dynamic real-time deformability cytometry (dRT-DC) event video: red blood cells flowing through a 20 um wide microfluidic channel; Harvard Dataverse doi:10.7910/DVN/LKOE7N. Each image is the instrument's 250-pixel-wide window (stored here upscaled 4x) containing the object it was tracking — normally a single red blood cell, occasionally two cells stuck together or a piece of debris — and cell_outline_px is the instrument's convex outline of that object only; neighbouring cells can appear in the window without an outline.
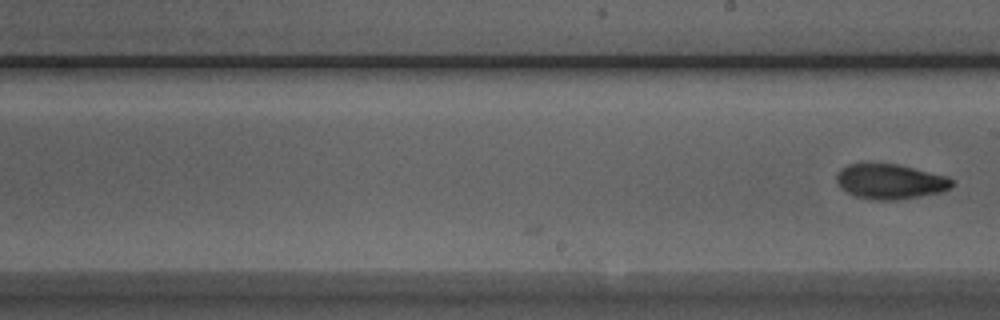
{"species": "Egyptian fruit bat (a non-hibernating species)", "species_latin": "Rousettus aegyptiacus", "temperature_condition": "room temperature", "stored_images_in_passage": 15, "camera_frame_rate_fps": 3000, "um_per_image_px": 0.085, "animal": {"sex": "male"}, "frame": {"image": 1, "passage_image": 15, "time_ms": 4.667, "image_size_px": [1000, 320], "cell_outline_px": [[956, 184], [952, 188], [940, 192], [920, 196], [896, 200], [876, 200], [856, 196], [848, 192], [836, 180], [836, 176], [840, 168], [848, 164], [896, 164], [948, 176], [956, 180]], "centroid_in_image_um": [75.74, 15.43], "position_along_channel_um": 213.3, "area_um2": 23.47}}